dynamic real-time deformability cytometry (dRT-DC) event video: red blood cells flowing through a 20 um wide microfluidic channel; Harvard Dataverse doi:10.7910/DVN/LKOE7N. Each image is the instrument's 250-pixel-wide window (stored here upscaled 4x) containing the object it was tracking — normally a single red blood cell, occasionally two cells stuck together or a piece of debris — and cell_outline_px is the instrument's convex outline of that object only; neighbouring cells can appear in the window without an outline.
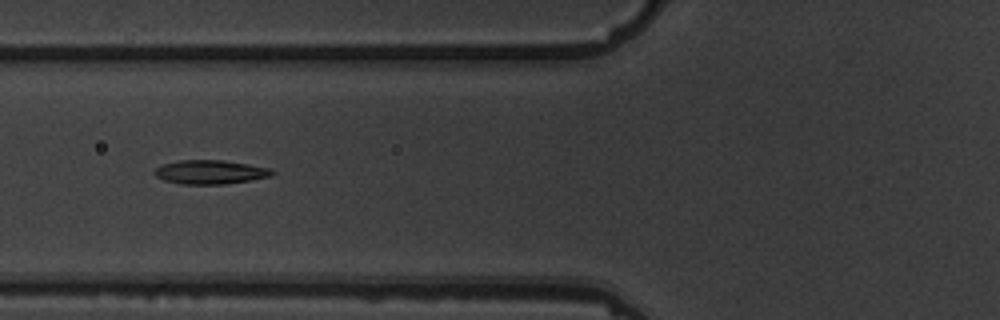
{"species": "common noctule bat (a hibernating species)", "species_latin": "Nyctalus noctula", "temperature_condition": "warm", "stored_images_in_passage": 7, "camera_frame_rate_fps": 3000, "um_per_image_px": 0.085, "animal": {"sex": "male", "body_mass_g": 19.5, "forearm_length_mm": 54.6}, "frame": {"image": 1, "passage_image": 4, "time_ms": 3.333, "image_size_px": [1000, 320], "cell_outline_px": [[276, 172], [272, 176], [224, 184], [180, 184], [164, 180], [156, 176], [152, 172], [156, 168], [164, 164], [180, 160], [224, 160], [272, 168]], "centroid_in_image_um": [17.89, 14.62], "position_along_channel_um": 107.9, "area_um2": 16.42}}
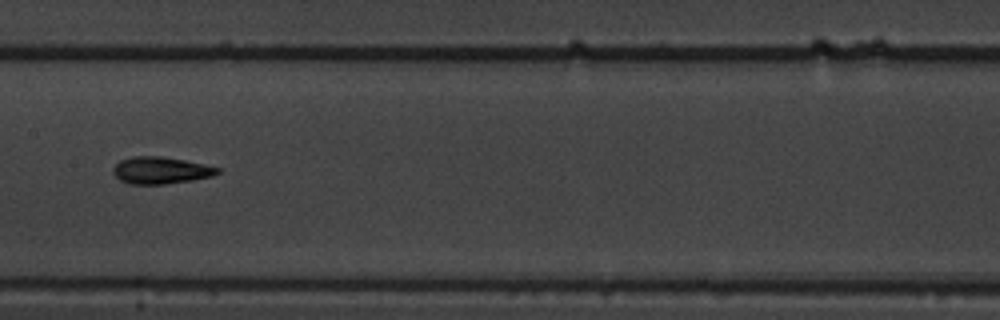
{"frame": {"image": 2, "passage_image": 6, "time_ms": 5.667, "image_size_px": [1000, 320], "cell_outline_px": [[220, 172], [212, 176], [192, 180], [164, 184], [128, 184], [120, 180], [112, 172], [112, 168], [120, 160], [132, 156], [160, 156], [184, 160], [204, 164], [220, 168]], "centroid_in_image_um": [13.64, 14.48], "position_along_channel_um": 193.8, "area_um2": 16.42}}
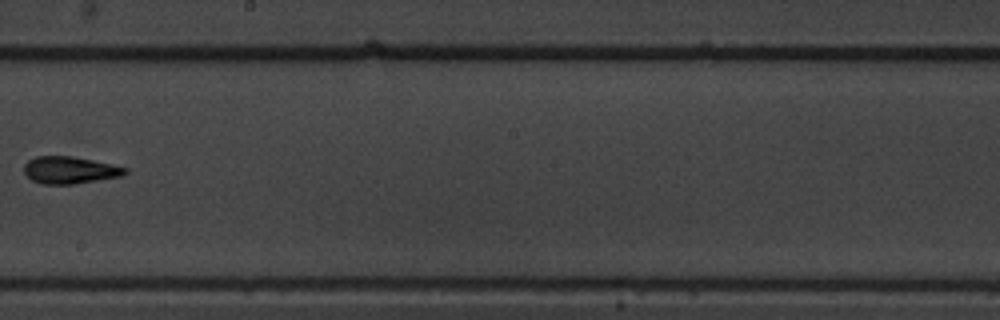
{"frame": {"image": 3, "passage_image": 7, "time_ms": 7.0, "image_size_px": [1000, 320], "cell_outline_px": [[128, 172], [120, 176], [72, 184], [40, 184], [32, 180], [24, 172], [24, 164], [28, 160], [36, 156], [72, 156], [112, 164], [128, 168]], "centroid_in_image_um": [5.91, 14.45], "position_along_channel_um": 242.3, "area_um2": 15.9}}